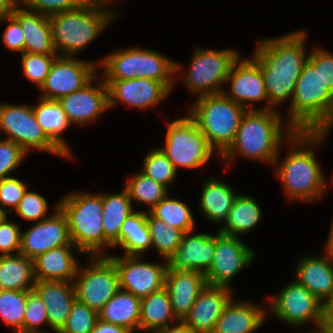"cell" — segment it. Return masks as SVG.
<instances>
[{
    "instance_id": "ac0fdd59",
    "label": "cell",
    "mask_w": 333,
    "mask_h": 333,
    "mask_svg": "<svg viewBox=\"0 0 333 333\" xmlns=\"http://www.w3.org/2000/svg\"><path fill=\"white\" fill-rule=\"evenodd\" d=\"M108 88V107L124 102L147 109L162 101L170 90L162 83L148 78L129 80H103Z\"/></svg>"
},
{
    "instance_id": "91938a15",
    "label": "cell",
    "mask_w": 333,
    "mask_h": 333,
    "mask_svg": "<svg viewBox=\"0 0 333 333\" xmlns=\"http://www.w3.org/2000/svg\"><path fill=\"white\" fill-rule=\"evenodd\" d=\"M6 214L1 210V207H0V220L5 216Z\"/></svg>"
},
{
    "instance_id": "6da1fadb",
    "label": "cell",
    "mask_w": 333,
    "mask_h": 333,
    "mask_svg": "<svg viewBox=\"0 0 333 333\" xmlns=\"http://www.w3.org/2000/svg\"><path fill=\"white\" fill-rule=\"evenodd\" d=\"M291 99L286 139L298 146L320 143L333 125V92L325 85L320 67L307 60Z\"/></svg>"
},
{
    "instance_id": "83f0119b",
    "label": "cell",
    "mask_w": 333,
    "mask_h": 333,
    "mask_svg": "<svg viewBox=\"0 0 333 333\" xmlns=\"http://www.w3.org/2000/svg\"><path fill=\"white\" fill-rule=\"evenodd\" d=\"M71 246L65 245L43 254L33 259L35 281H67L73 277L76 278V272L79 267L73 258Z\"/></svg>"
},
{
    "instance_id": "816d5d0a",
    "label": "cell",
    "mask_w": 333,
    "mask_h": 333,
    "mask_svg": "<svg viewBox=\"0 0 333 333\" xmlns=\"http://www.w3.org/2000/svg\"><path fill=\"white\" fill-rule=\"evenodd\" d=\"M314 50L308 55V60L315 66L320 67L325 85L333 92V54L323 49Z\"/></svg>"
},
{
    "instance_id": "cb8c5ba5",
    "label": "cell",
    "mask_w": 333,
    "mask_h": 333,
    "mask_svg": "<svg viewBox=\"0 0 333 333\" xmlns=\"http://www.w3.org/2000/svg\"><path fill=\"white\" fill-rule=\"evenodd\" d=\"M34 290L44 301L49 326L61 331L76 301L74 284L67 281H35Z\"/></svg>"
},
{
    "instance_id": "f1b7e54d",
    "label": "cell",
    "mask_w": 333,
    "mask_h": 333,
    "mask_svg": "<svg viewBox=\"0 0 333 333\" xmlns=\"http://www.w3.org/2000/svg\"><path fill=\"white\" fill-rule=\"evenodd\" d=\"M141 299L132 293L119 289L98 312L99 319L122 326L129 330L139 329Z\"/></svg>"
},
{
    "instance_id": "484cf974",
    "label": "cell",
    "mask_w": 333,
    "mask_h": 333,
    "mask_svg": "<svg viewBox=\"0 0 333 333\" xmlns=\"http://www.w3.org/2000/svg\"><path fill=\"white\" fill-rule=\"evenodd\" d=\"M326 253L327 257L302 258L296 272V281L321 302H327L333 292V252L326 250Z\"/></svg>"
},
{
    "instance_id": "5b68a950",
    "label": "cell",
    "mask_w": 333,
    "mask_h": 333,
    "mask_svg": "<svg viewBox=\"0 0 333 333\" xmlns=\"http://www.w3.org/2000/svg\"><path fill=\"white\" fill-rule=\"evenodd\" d=\"M247 111L223 92L198 97L190 117L205 135L209 146L222 155L233 143L241 119Z\"/></svg>"
},
{
    "instance_id": "30bf717a",
    "label": "cell",
    "mask_w": 333,
    "mask_h": 333,
    "mask_svg": "<svg viewBox=\"0 0 333 333\" xmlns=\"http://www.w3.org/2000/svg\"><path fill=\"white\" fill-rule=\"evenodd\" d=\"M91 259L89 266L77 269L79 280L73 284L76 300L99 312L120 289L119 275L115 264L106 255L91 256Z\"/></svg>"
},
{
    "instance_id": "ba28073f",
    "label": "cell",
    "mask_w": 333,
    "mask_h": 333,
    "mask_svg": "<svg viewBox=\"0 0 333 333\" xmlns=\"http://www.w3.org/2000/svg\"><path fill=\"white\" fill-rule=\"evenodd\" d=\"M277 168L289 199L311 201L323 194L324 177L312 150H292Z\"/></svg>"
},
{
    "instance_id": "db71d44e",
    "label": "cell",
    "mask_w": 333,
    "mask_h": 333,
    "mask_svg": "<svg viewBox=\"0 0 333 333\" xmlns=\"http://www.w3.org/2000/svg\"><path fill=\"white\" fill-rule=\"evenodd\" d=\"M325 326L333 332V295L324 303Z\"/></svg>"
},
{
    "instance_id": "c3c4849f",
    "label": "cell",
    "mask_w": 333,
    "mask_h": 333,
    "mask_svg": "<svg viewBox=\"0 0 333 333\" xmlns=\"http://www.w3.org/2000/svg\"><path fill=\"white\" fill-rule=\"evenodd\" d=\"M27 186L19 179L14 177H6L0 180V204L1 210L6 214L5 207L12 206L17 208L20 200L27 191Z\"/></svg>"
},
{
    "instance_id": "74e56055",
    "label": "cell",
    "mask_w": 333,
    "mask_h": 333,
    "mask_svg": "<svg viewBox=\"0 0 333 333\" xmlns=\"http://www.w3.org/2000/svg\"><path fill=\"white\" fill-rule=\"evenodd\" d=\"M147 224L152 246H155L156 250L167 261L177 250L184 232L175 227H170L164 221L154 217L150 212L147 214Z\"/></svg>"
},
{
    "instance_id": "9f6ffc18",
    "label": "cell",
    "mask_w": 333,
    "mask_h": 333,
    "mask_svg": "<svg viewBox=\"0 0 333 333\" xmlns=\"http://www.w3.org/2000/svg\"><path fill=\"white\" fill-rule=\"evenodd\" d=\"M18 0H0V20L12 14L13 7Z\"/></svg>"
},
{
    "instance_id": "7402d4cb",
    "label": "cell",
    "mask_w": 333,
    "mask_h": 333,
    "mask_svg": "<svg viewBox=\"0 0 333 333\" xmlns=\"http://www.w3.org/2000/svg\"><path fill=\"white\" fill-rule=\"evenodd\" d=\"M239 58L234 62L227 81L231 79V91L229 94L223 93L235 103L246 108L244 101L267 100L268 96L265 90L264 78L259 64L252 59Z\"/></svg>"
},
{
    "instance_id": "d6986e66",
    "label": "cell",
    "mask_w": 333,
    "mask_h": 333,
    "mask_svg": "<svg viewBox=\"0 0 333 333\" xmlns=\"http://www.w3.org/2000/svg\"><path fill=\"white\" fill-rule=\"evenodd\" d=\"M192 231L183 234L181 243L167 260L171 270H195L206 274L212 266L215 254V235L196 234Z\"/></svg>"
},
{
    "instance_id": "681fc988",
    "label": "cell",
    "mask_w": 333,
    "mask_h": 333,
    "mask_svg": "<svg viewBox=\"0 0 333 333\" xmlns=\"http://www.w3.org/2000/svg\"><path fill=\"white\" fill-rule=\"evenodd\" d=\"M21 232L17 224L8 222L5 215L0 220V251L1 255H12V251L20 253Z\"/></svg>"
},
{
    "instance_id": "4fadbf2b",
    "label": "cell",
    "mask_w": 333,
    "mask_h": 333,
    "mask_svg": "<svg viewBox=\"0 0 333 333\" xmlns=\"http://www.w3.org/2000/svg\"><path fill=\"white\" fill-rule=\"evenodd\" d=\"M270 301L272 313L288 324L298 326L313 320L318 328L325 326L324 302L297 281Z\"/></svg>"
},
{
    "instance_id": "f546056e",
    "label": "cell",
    "mask_w": 333,
    "mask_h": 333,
    "mask_svg": "<svg viewBox=\"0 0 333 333\" xmlns=\"http://www.w3.org/2000/svg\"><path fill=\"white\" fill-rule=\"evenodd\" d=\"M37 107L33 106L36 120L46 136L66 155L72 158L67 143L61 133L70 125L66 113L58 100L40 98Z\"/></svg>"
},
{
    "instance_id": "4dcf8cb0",
    "label": "cell",
    "mask_w": 333,
    "mask_h": 333,
    "mask_svg": "<svg viewBox=\"0 0 333 333\" xmlns=\"http://www.w3.org/2000/svg\"><path fill=\"white\" fill-rule=\"evenodd\" d=\"M174 319L178 321L165 287L141 299L139 330H152L154 333L168 328V321Z\"/></svg>"
},
{
    "instance_id": "d6a6232c",
    "label": "cell",
    "mask_w": 333,
    "mask_h": 333,
    "mask_svg": "<svg viewBox=\"0 0 333 333\" xmlns=\"http://www.w3.org/2000/svg\"><path fill=\"white\" fill-rule=\"evenodd\" d=\"M30 281L32 283L29 285ZM34 285L32 259L20 253L16 256L0 255V290L31 291Z\"/></svg>"
},
{
    "instance_id": "277c9868",
    "label": "cell",
    "mask_w": 333,
    "mask_h": 333,
    "mask_svg": "<svg viewBox=\"0 0 333 333\" xmlns=\"http://www.w3.org/2000/svg\"><path fill=\"white\" fill-rule=\"evenodd\" d=\"M108 0H87L79 8L49 17L55 49L64 51L65 57L80 51L114 18L102 10Z\"/></svg>"
},
{
    "instance_id": "f907efd6",
    "label": "cell",
    "mask_w": 333,
    "mask_h": 333,
    "mask_svg": "<svg viewBox=\"0 0 333 333\" xmlns=\"http://www.w3.org/2000/svg\"><path fill=\"white\" fill-rule=\"evenodd\" d=\"M2 20L10 21L3 34L4 44L7 48L13 51H19L22 54L24 52L25 36L20 22L12 14L4 17L0 21Z\"/></svg>"
},
{
    "instance_id": "680465c9",
    "label": "cell",
    "mask_w": 333,
    "mask_h": 333,
    "mask_svg": "<svg viewBox=\"0 0 333 333\" xmlns=\"http://www.w3.org/2000/svg\"><path fill=\"white\" fill-rule=\"evenodd\" d=\"M319 332L318 333H333L329 328L326 326L319 327ZM314 333V332H313ZM317 333V332H316Z\"/></svg>"
},
{
    "instance_id": "9c48e42d",
    "label": "cell",
    "mask_w": 333,
    "mask_h": 333,
    "mask_svg": "<svg viewBox=\"0 0 333 333\" xmlns=\"http://www.w3.org/2000/svg\"><path fill=\"white\" fill-rule=\"evenodd\" d=\"M174 168H198L211 157L213 149L196 122L189 116L168 125L166 146L161 148Z\"/></svg>"
},
{
    "instance_id": "b9f144b4",
    "label": "cell",
    "mask_w": 333,
    "mask_h": 333,
    "mask_svg": "<svg viewBox=\"0 0 333 333\" xmlns=\"http://www.w3.org/2000/svg\"><path fill=\"white\" fill-rule=\"evenodd\" d=\"M99 319L98 312L77 300L71 308L67 322L56 333H91Z\"/></svg>"
},
{
    "instance_id": "7a4b0ae2",
    "label": "cell",
    "mask_w": 333,
    "mask_h": 333,
    "mask_svg": "<svg viewBox=\"0 0 333 333\" xmlns=\"http://www.w3.org/2000/svg\"><path fill=\"white\" fill-rule=\"evenodd\" d=\"M305 35L300 31L259 43L253 59L260 66L268 96L269 105L263 110H270V105L275 106L292 97L308 60L304 50Z\"/></svg>"
},
{
    "instance_id": "7c38bea8",
    "label": "cell",
    "mask_w": 333,
    "mask_h": 333,
    "mask_svg": "<svg viewBox=\"0 0 333 333\" xmlns=\"http://www.w3.org/2000/svg\"><path fill=\"white\" fill-rule=\"evenodd\" d=\"M0 129L26 153L32 147L66 156L43 132L32 106L0 104Z\"/></svg>"
},
{
    "instance_id": "603a6c76",
    "label": "cell",
    "mask_w": 333,
    "mask_h": 333,
    "mask_svg": "<svg viewBox=\"0 0 333 333\" xmlns=\"http://www.w3.org/2000/svg\"><path fill=\"white\" fill-rule=\"evenodd\" d=\"M91 83L92 80L82 89L58 100L70 123L81 125L93 121L109 108L108 88L105 82L97 87H92Z\"/></svg>"
},
{
    "instance_id": "7dc6e473",
    "label": "cell",
    "mask_w": 333,
    "mask_h": 333,
    "mask_svg": "<svg viewBox=\"0 0 333 333\" xmlns=\"http://www.w3.org/2000/svg\"><path fill=\"white\" fill-rule=\"evenodd\" d=\"M26 152L15 142L0 140V180L18 167Z\"/></svg>"
},
{
    "instance_id": "6f0895ef",
    "label": "cell",
    "mask_w": 333,
    "mask_h": 333,
    "mask_svg": "<svg viewBox=\"0 0 333 333\" xmlns=\"http://www.w3.org/2000/svg\"><path fill=\"white\" fill-rule=\"evenodd\" d=\"M326 245H327V251L333 252V224L331 226L329 238Z\"/></svg>"
},
{
    "instance_id": "8fae6325",
    "label": "cell",
    "mask_w": 333,
    "mask_h": 333,
    "mask_svg": "<svg viewBox=\"0 0 333 333\" xmlns=\"http://www.w3.org/2000/svg\"><path fill=\"white\" fill-rule=\"evenodd\" d=\"M239 58L233 50H205L197 48L188 69L185 82L192 92L200 96L222 93L221 83L227 82L228 74Z\"/></svg>"
},
{
    "instance_id": "ffe728a7",
    "label": "cell",
    "mask_w": 333,
    "mask_h": 333,
    "mask_svg": "<svg viewBox=\"0 0 333 333\" xmlns=\"http://www.w3.org/2000/svg\"><path fill=\"white\" fill-rule=\"evenodd\" d=\"M227 287L206 285L183 322L196 333H212L215 323L231 300Z\"/></svg>"
},
{
    "instance_id": "ee69618b",
    "label": "cell",
    "mask_w": 333,
    "mask_h": 333,
    "mask_svg": "<svg viewBox=\"0 0 333 333\" xmlns=\"http://www.w3.org/2000/svg\"><path fill=\"white\" fill-rule=\"evenodd\" d=\"M48 324L47 310L44 301L33 289L27 291L26 310L24 312L23 333L40 332L36 330L41 324Z\"/></svg>"
},
{
    "instance_id": "d4e9b609",
    "label": "cell",
    "mask_w": 333,
    "mask_h": 333,
    "mask_svg": "<svg viewBox=\"0 0 333 333\" xmlns=\"http://www.w3.org/2000/svg\"><path fill=\"white\" fill-rule=\"evenodd\" d=\"M12 15L20 22L25 36L24 52L40 55H57L53 44L49 16L13 7Z\"/></svg>"
},
{
    "instance_id": "44dd1931",
    "label": "cell",
    "mask_w": 333,
    "mask_h": 333,
    "mask_svg": "<svg viewBox=\"0 0 333 333\" xmlns=\"http://www.w3.org/2000/svg\"><path fill=\"white\" fill-rule=\"evenodd\" d=\"M207 285L205 274L195 270L167 269L165 288L167 289L173 314L183 321L195 303L201 290Z\"/></svg>"
},
{
    "instance_id": "836d02e7",
    "label": "cell",
    "mask_w": 333,
    "mask_h": 333,
    "mask_svg": "<svg viewBox=\"0 0 333 333\" xmlns=\"http://www.w3.org/2000/svg\"><path fill=\"white\" fill-rule=\"evenodd\" d=\"M201 196V209L207 218L216 222L221 220L225 222L238 195L228 184L213 178L204 183Z\"/></svg>"
},
{
    "instance_id": "d590c367",
    "label": "cell",
    "mask_w": 333,
    "mask_h": 333,
    "mask_svg": "<svg viewBox=\"0 0 333 333\" xmlns=\"http://www.w3.org/2000/svg\"><path fill=\"white\" fill-rule=\"evenodd\" d=\"M261 208L250 196L238 195L219 233L236 236L252 229L260 220Z\"/></svg>"
},
{
    "instance_id": "4316f807",
    "label": "cell",
    "mask_w": 333,
    "mask_h": 333,
    "mask_svg": "<svg viewBox=\"0 0 333 333\" xmlns=\"http://www.w3.org/2000/svg\"><path fill=\"white\" fill-rule=\"evenodd\" d=\"M266 311L246 302L237 303L231 299L215 323L212 333H253L259 328Z\"/></svg>"
},
{
    "instance_id": "52a82bcc",
    "label": "cell",
    "mask_w": 333,
    "mask_h": 333,
    "mask_svg": "<svg viewBox=\"0 0 333 333\" xmlns=\"http://www.w3.org/2000/svg\"><path fill=\"white\" fill-rule=\"evenodd\" d=\"M101 65L105 68V80H129L148 78L162 82L170 91L172 73L182 69L179 64L153 50L129 48L106 56Z\"/></svg>"
},
{
    "instance_id": "ab89813d",
    "label": "cell",
    "mask_w": 333,
    "mask_h": 333,
    "mask_svg": "<svg viewBox=\"0 0 333 333\" xmlns=\"http://www.w3.org/2000/svg\"><path fill=\"white\" fill-rule=\"evenodd\" d=\"M27 291L0 290V316L16 333H23Z\"/></svg>"
},
{
    "instance_id": "7bdbcfd3",
    "label": "cell",
    "mask_w": 333,
    "mask_h": 333,
    "mask_svg": "<svg viewBox=\"0 0 333 333\" xmlns=\"http://www.w3.org/2000/svg\"><path fill=\"white\" fill-rule=\"evenodd\" d=\"M57 57V55H40L23 52L22 65L24 74L41 88L46 81L54 60Z\"/></svg>"
},
{
    "instance_id": "1f68e13d",
    "label": "cell",
    "mask_w": 333,
    "mask_h": 333,
    "mask_svg": "<svg viewBox=\"0 0 333 333\" xmlns=\"http://www.w3.org/2000/svg\"><path fill=\"white\" fill-rule=\"evenodd\" d=\"M102 221L105 246L119 244V233L126 218L133 213L131 199L126 189L114 195H102Z\"/></svg>"
},
{
    "instance_id": "5bb4252c",
    "label": "cell",
    "mask_w": 333,
    "mask_h": 333,
    "mask_svg": "<svg viewBox=\"0 0 333 333\" xmlns=\"http://www.w3.org/2000/svg\"><path fill=\"white\" fill-rule=\"evenodd\" d=\"M119 275V288L142 299L165 287L168 263L152 264L139 261L140 256H107Z\"/></svg>"
},
{
    "instance_id": "60d3db41",
    "label": "cell",
    "mask_w": 333,
    "mask_h": 333,
    "mask_svg": "<svg viewBox=\"0 0 333 333\" xmlns=\"http://www.w3.org/2000/svg\"><path fill=\"white\" fill-rule=\"evenodd\" d=\"M143 165V174L166 187L172 184L177 175L176 169L161 148L150 151Z\"/></svg>"
},
{
    "instance_id": "3957f363",
    "label": "cell",
    "mask_w": 333,
    "mask_h": 333,
    "mask_svg": "<svg viewBox=\"0 0 333 333\" xmlns=\"http://www.w3.org/2000/svg\"><path fill=\"white\" fill-rule=\"evenodd\" d=\"M274 111L247 109L233 143L221 155L223 159L229 161L237 153L276 164L278 146L283 137L280 115Z\"/></svg>"
},
{
    "instance_id": "11a10c76",
    "label": "cell",
    "mask_w": 333,
    "mask_h": 333,
    "mask_svg": "<svg viewBox=\"0 0 333 333\" xmlns=\"http://www.w3.org/2000/svg\"><path fill=\"white\" fill-rule=\"evenodd\" d=\"M154 333H196L183 321H178V324L173 327H168L166 329L154 332Z\"/></svg>"
},
{
    "instance_id": "8992f818",
    "label": "cell",
    "mask_w": 333,
    "mask_h": 333,
    "mask_svg": "<svg viewBox=\"0 0 333 333\" xmlns=\"http://www.w3.org/2000/svg\"><path fill=\"white\" fill-rule=\"evenodd\" d=\"M65 214L72 243L81 253L99 254L105 247V234L102 221V195L73 193L58 204Z\"/></svg>"
},
{
    "instance_id": "8d00e7d4",
    "label": "cell",
    "mask_w": 333,
    "mask_h": 333,
    "mask_svg": "<svg viewBox=\"0 0 333 333\" xmlns=\"http://www.w3.org/2000/svg\"><path fill=\"white\" fill-rule=\"evenodd\" d=\"M149 212L170 227H175L184 233L192 231L194 228V218L189 207L182 201L168 198V195L149 209Z\"/></svg>"
},
{
    "instance_id": "2e32d148",
    "label": "cell",
    "mask_w": 333,
    "mask_h": 333,
    "mask_svg": "<svg viewBox=\"0 0 333 333\" xmlns=\"http://www.w3.org/2000/svg\"><path fill=\"white\" fill-rule=\"evenodd\" d=\"M96 66L91 62L76 60L73 57H57L50 69L41 90L42 98L59 100L82 89L93 80Z\"/></svg>"
},
{
    "instance_id": "bcb514c9",
    "label": "cell",
    "mask_w": 333,
    "mask_h": 333,
    "mask_svg": "<svg viewBox=\"0 0 333 333\" xmlns=\"http://www.w3.org/2000/svg\"><path fill=\"white\" fill-rule=\"evenodd\" d=\"M21 0H18L20 2ZM87 0H22L31 10L39 11L43 15L51 16L54 14L72 11L79 8Z\"/></svg>"
},
{
    "instance_id": "9a60e30c",
    "label": "cell",
    "mask_w": 333,
    "mask_h": 333,
    "mask_svg": "<svg viewBox=\"0 0 333 333\" xmlns=\"http://www.w3.org/2000/svg\"><path fill=\"white\" fill-rule=\"evenodd\" d=\"M253 259L254 252L239 237L218 232L215 235V254L212 266L205 274L206 283L229 288L231 278Z\"/></svg>"
},
{
    "instance_id": "f35d334b",
    "label": "cell",
    "mask_w": 333,
    "mask_h": 333,
    "mask_svg": "<svg viewBox=\"0 0 333 333\" xmlns=\"http://www.w3.org/2000/svg\"><path fill=\"white\" fill-rule=\"evenodd\" d=\"M125 189L131 201L144 202V204L151 206L150 209L168 195L166 186L156 182L142 172L128 180Z\"/></svg>"
},
{
    "instance_id": "e575fe53",
    "label": "cell",
    "mask_w": 333,
    "mask_h": 333,
    "mask_svg": "<svg viewBox=\"0 0 333 333\" xmlns=\"http://www.w3.org/2000/svg\"><path fill=\"white\" fill-rule=\"evenodd\" d=\"M125 251L126 256H139L152 246L147 213H131L121 226L119 244Z\"/></svg>"
},
{
    "instance_id": "f6af8a7d",
    "label": "cell",
    "mask_w": 333,
    "mask_h": 333,
    "mask_svg": "<svg viewBox=\"0 0 333 333\" xmlns=\"http://www.w3.org/2000/svg\"><path fill=\"white\" fill-rule=\"evenodd\" d=\"M47 208V201L43 196L27 190L15 210L19 216L26 220L34 221L41 218L42 221L46 219Z\"/></svg>"
},
{
    "instance_id": "f5cc1de1",
    "label": "cell",
    "mask_w": 333,
    "mask_h": 333,
    "mask_svg": "<svg viewBox=\"0 0 333 333\" xmlns=\"http://www.w3.org/2000/svg\"><path fill=\"white\" fill-rule=\"evenodd\" d=\"M91 333H131V332L122 326L114 325L112 323H107L98 319Z\"/></svg>"
},
{
    "instance_id": "e0dca14e",
    "label": "cell",
    "mask_w": 333,
    "mask_h": 333,
    "mask_svg": "<svg viewBox=\"0 0 333 333\" xmlns=\"http://www.w3.org/2000/svg\"><path fill=\"white\" fill-rule=\"evenodd\" d=\"M55 209L53 216L38 221L29 230L21 233L20 254L33 260L49 250L74 245L65 214L58 205Z\"/></svg>"
}]
</instances>
